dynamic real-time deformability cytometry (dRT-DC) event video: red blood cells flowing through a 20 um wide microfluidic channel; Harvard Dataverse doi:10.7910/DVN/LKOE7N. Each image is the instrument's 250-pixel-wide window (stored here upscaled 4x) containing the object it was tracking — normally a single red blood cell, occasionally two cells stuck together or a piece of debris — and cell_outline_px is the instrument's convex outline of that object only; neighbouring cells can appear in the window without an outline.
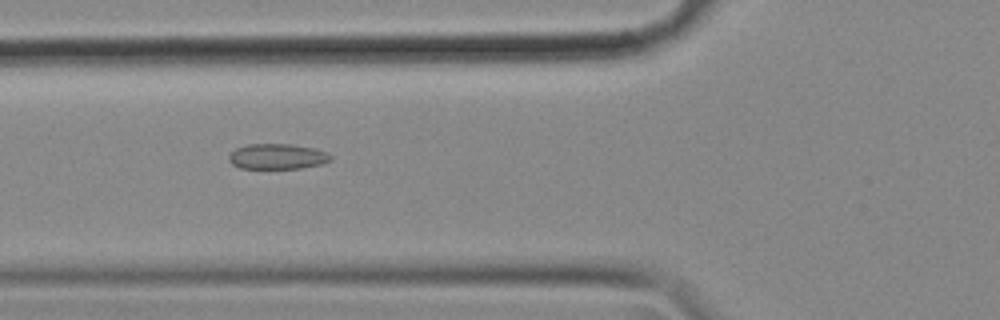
{"species": "common noctule bat (a hibernating species)", "species_latin": "Nyctalus noctula", "temperature_condition": "cold", "stored_images_in_passage": 13, "camera_frame_rate_fps": 3000, "um_per_image_px": 0.085, "animal": {"sex": "female", "body_mass_g": 18.4}, "frame": {"image": 1, "passage_image": 3, "time_ms": 0.667, "image_size_px": [1000, 320], "cell_outline_px": [[332, 160], [320, 164], [300, 168], [240, 168], [232, 164], [228, 160], [228, 156], [236, 148], [248, 144], [292, 144], [316, 148], [328, 152], [332, 156]], "centroid_in_image_um": [23.59, 13.29], "position_along_channel_um": 102.2, "area_um2": 15.14}}
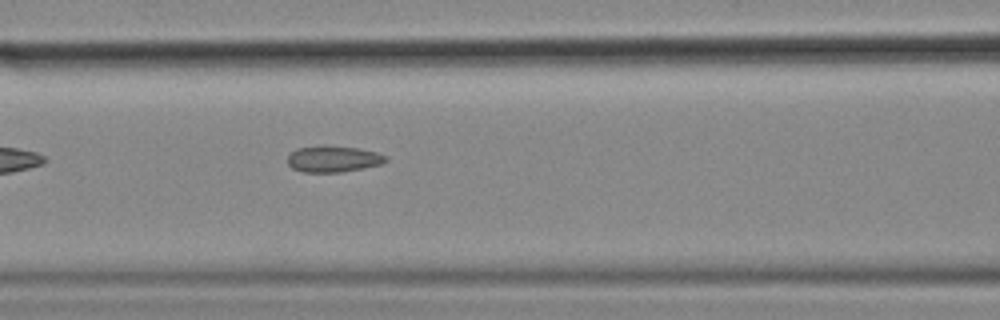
{"frame": {"image": 2, "passage_image": 6, "time_ms": 1.667, "image_size_px": [1000, 320], "cell_outline_px": [[388, 160], [380, 164], [340, 172], [300, 172], [292, 168], [288, 164], [288, 156], [296, 148], [324, 144], [360, 148], [376, 152], [388, 156]], "centroid_in_image_um": [28.3, 13.48], "position_along_channel_um": 138.3, "area_um2": 15.26}}
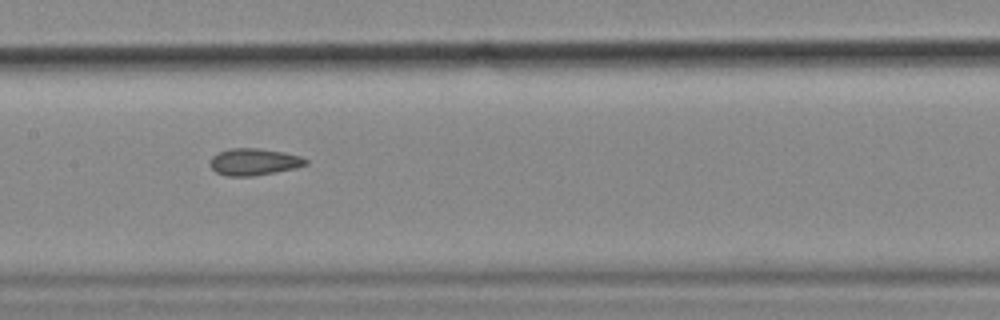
{"frame": {"image": 3, "passage_image": 10, "time_ms": 3.0, "image_size_px": [1000, 320], "cell_outline_px": [[308, 164], [296, 168], [252, 176], [228, 176], [216, 172], [208, 164], [208, 160], [212, 156], [228, 148], [260, 148], [284, 152], [300, 156], [308, 160]], "centroid_in_image_um": [21.57, 13.75], "position_along_channel_um": 185.8, "area_um2": 15.09}}